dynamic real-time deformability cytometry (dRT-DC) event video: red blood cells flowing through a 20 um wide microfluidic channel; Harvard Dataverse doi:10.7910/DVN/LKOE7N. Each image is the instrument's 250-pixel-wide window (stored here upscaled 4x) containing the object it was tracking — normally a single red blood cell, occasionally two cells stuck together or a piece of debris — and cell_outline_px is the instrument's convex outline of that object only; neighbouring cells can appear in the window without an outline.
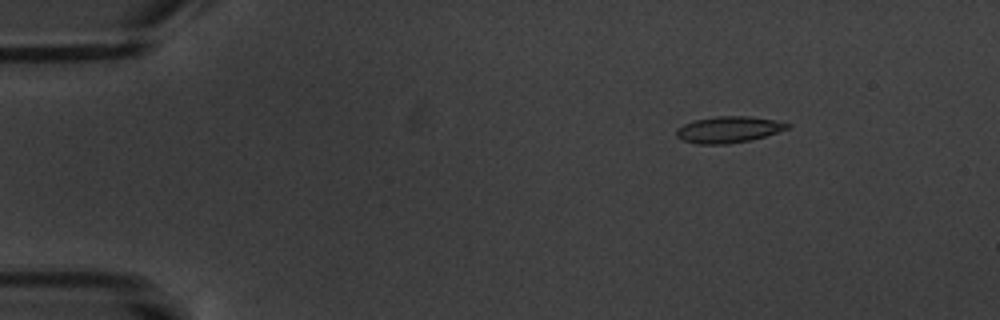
{"species": "common noctule bat (a hibernating species)", "species_latin": "Nyctalus noctula", "temperature_condition": "warm", "stored_images_in_passage": 5, "camera_frame_rate_fps": 3000, "um_per_image_px": 0.085, "animal": {"sex": "male", "body_mass_g": 20.1, "forearm_length_mm": 53.5}, "frame": {"image": 1, "passage_image": 3, "time_ms": 2.0, "image_size_px": [1000, 320], "cell_outline_px": [[792, 124], [788, 128], [764, 136], [748, 140], [728, 144], [696, 144], [684, 140], [676, 136], [676, 128], [684, 124], [696, 120], [716, 116], [748, 116], [776, 120]], "centroid_in_image_um": [61.91, 11.01], "position_along_channel_um": 23.1, "area_um2": 16.88}}